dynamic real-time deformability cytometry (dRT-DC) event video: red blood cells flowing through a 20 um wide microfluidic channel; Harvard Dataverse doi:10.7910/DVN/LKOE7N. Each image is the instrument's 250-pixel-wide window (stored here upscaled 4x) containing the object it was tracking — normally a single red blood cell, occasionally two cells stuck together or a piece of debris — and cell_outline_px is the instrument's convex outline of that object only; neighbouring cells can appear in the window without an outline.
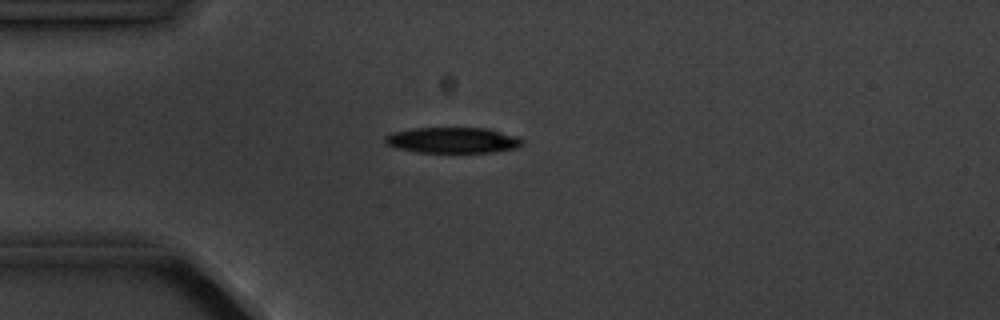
{"species": "common noctule bat (a hibernating species)", "species_latin": "Nyctalus noctula", "temperature_condition": "cold", "stored_images_in_passage": 4, "camera_frame_rate_fps": 3000, "um_per_image_px": 0.085, "animal": {"sex": "male", "body_mass_g": 20.1, "forearm_length_mm": 53.5}, "frame": {"image": 1, "passage_image": 4, "time_ms": 4.0, "image_size_px": [1000, 320], "cell_outline_px": [[524, 144], [516, 148], [496, 152], [416, 152], [396, 148], [384, 144], [384, 136], [392, 132], [412, 128], [488, 128], [516, 136], [524, 140]], "centroid_in_image_um": [38.46, 11.92], "position_along_channel_um": 46.5, "area_um2": 20.81}}